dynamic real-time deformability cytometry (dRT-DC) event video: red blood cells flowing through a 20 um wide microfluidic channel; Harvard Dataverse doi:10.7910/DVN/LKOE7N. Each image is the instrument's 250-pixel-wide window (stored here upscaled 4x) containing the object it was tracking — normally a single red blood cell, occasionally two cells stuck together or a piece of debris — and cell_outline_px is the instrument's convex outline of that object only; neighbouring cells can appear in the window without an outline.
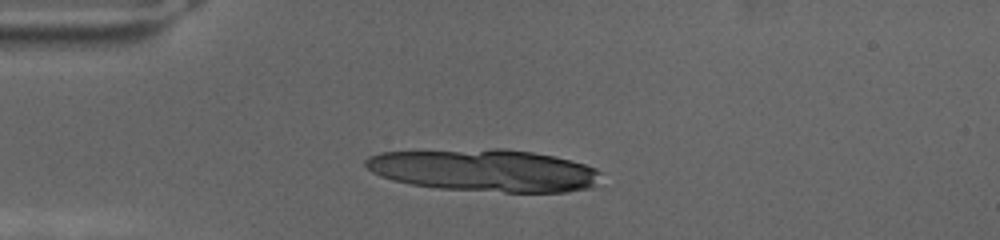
{"species": "human", "species_latin": "Homo sapiens", "temperature_condition": "cold", "stored_images_in_passage": 6, "camera_frame_rate_fps": 3000, "um_per_image_px": 0.085, "donor": {"sex": "female"}, "frame": {"image": 1, "passage_image": 1, "time_ms": 0.0, "image_size_px": [1000, 240], "cell_outline_px": [[604, 172], [588, 188], [564, 192], [504, 192], [436, 188], [412, 184], [392, 180], [380, 176], [372, 172], [364, 164], [364, 160], [368, 156], [380, 152], [492, 148], [504, 148], [532, 152], [572, 160], [596, 168]], "centroid_in_image_um": [41.14, 14.47], "position_along_channel_um": 43.9, "area_um2": 58.26}}